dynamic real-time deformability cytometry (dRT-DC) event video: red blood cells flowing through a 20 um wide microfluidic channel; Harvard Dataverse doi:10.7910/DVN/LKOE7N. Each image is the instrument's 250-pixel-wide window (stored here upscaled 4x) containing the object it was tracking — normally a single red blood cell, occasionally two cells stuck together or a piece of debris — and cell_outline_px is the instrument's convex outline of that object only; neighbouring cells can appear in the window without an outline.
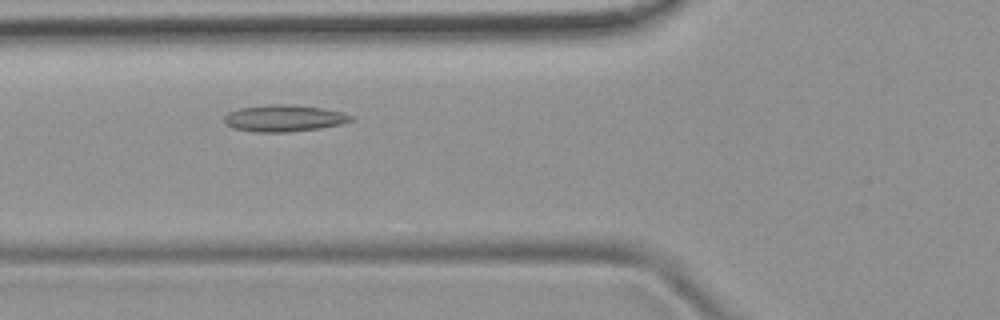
{"species": "common noctule bat (a hibernating species)", "species_latin": "Nyctalus noctula", "temperature_condition": "room temperature", "stored_images_in_passage": 6, "camera_frame_rate_fps": 3000, "um_per_image_px": 0.085, "animal": {"sex": "female", "body_mass_g": 19.9}, "frame": {"image": 1, "passage_image": 3, "time_ms": 3.333, "image_size_px": [1000, 320], "cell_outline_px": [[352, 120], [340, 124], [320, 128], [288, 132], [252, 132], [232, 128], [224, 124], [224, 116], [228, 112], [240, 108], [272, 104], [292, 104], [324, 108], [344, 112], [352, 116]], "centroid_in_image_um": [24.11, 10.05], "position_along_channel_um": 101.7, "area_um2": 19.88}}
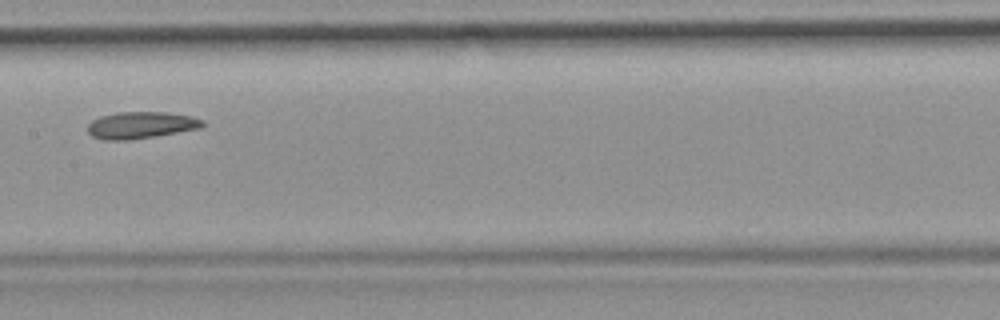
{"frame": {"image": 2, "passage_image": 5, "time_ms": 5.667, "image_size_px": [1000, 320], "cell_outline_px": [[204, 124], [200, 128], [128, 140], [104, 140], [92, 136], [88, 132], [88, 124], [92, 120], [100, 116], [116, 112], [168, 112], [192, 116], [204, 120]], "centroid_in_image_um": [11.96, 10.62], "position_along_channel_um": 195.4, "area_um2": 17.86}}
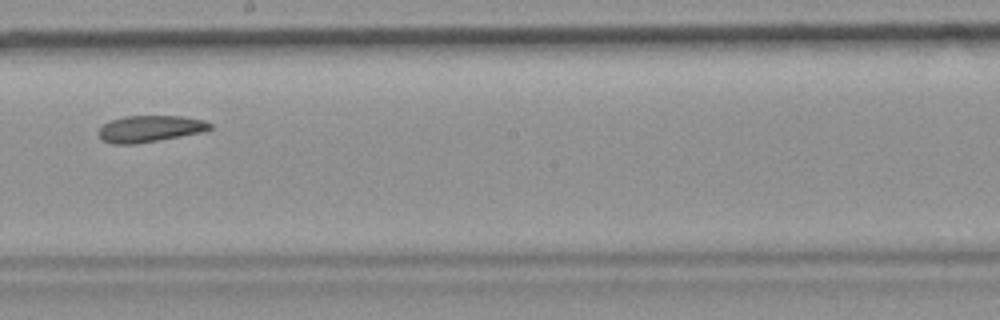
{"frame": {"image": 3, "passage_image": 6, "time_ms": 6.667, "image_size_px": [1000, 320], "cell_outline_px": [[212, 128], [200, 132], [180, 136], [136, 144], [112, 144], [100, 140], [100, 128], [108, 120], [124, 116], [184, 116], [204, 120], [212, 124]], "centroid_in_image_um": [12.72, 10.94], "position_along_channel_um": 235.5, "area_um2": 17.22}}